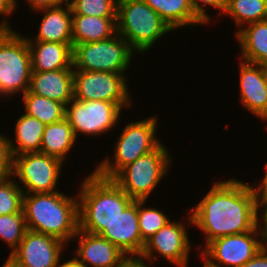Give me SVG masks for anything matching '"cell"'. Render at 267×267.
Here are the masks:
<instances>
[{"mask_svg":"<svg viewBox=\"0 0 267 267\" xmlns=\"http://www.w3.org/2000/svg\"><path fill=\"white\" fill-rule=\"evenodd\" d=\"M239 92L242 106L259 120H267V88L264 66L240 59Z\"/></svg>","mask_w":267,"mask_h":267,"instance_id":"cell-17","label":"cell"},{"mask_svg":"<svg viewBox=\"0 0 267 267\" xmlns=\"http://www.w3.org/2000/svg\"><path fill=\"white\" fill-rule=\"evenodd\" d=\"M13 156L9 138L0 133V180L12 176Z\"/></svg>","mask_w":267,"mask_h":267,"instance_id":"cell-33","label":"cell"},{"mask_svg":"<svg viewBox=\"0 0 267 267\" xmlns=\"http://www.w3.org/2000/svg\"><path fill=\"white\" fill-rule=\"evenodd\" d=\"M27 230L56 237L66 244L79 229L78 197L63 192L24 194Z\"/></svg>","mask_w":267,"mask_h":267,"instance_id":"cell-2","label":"cell"},{"mask_svg":"<svg viewBox=\"0 0 267 267\" xmlns=\"http://www.w3.org/2000/svg\"><path fill=\"white\" fill-rule=\"evenodd\" d=\"M63 163L42 152L24 153L13 157L12 176L16 175L24 194L57 192Z\"/></svg>","mask_w":267,"mask_h":267,"instance_id":"cell-9","label":"cell"},{"mask_svg":"<svg viewBox=\"0 0 267 267\" xmlns=\"http://www.w3.org/2000/svg\"><path fill=\"white\" fill-rule=\"evenodd\" d=\"M158 121L156 115L128 122L114 144V159L105 157L93 171L102 178L113 179L138 157L153 151L161 143L155 135Z\"/></svg>","mask_w":267,"mask_h":267,"instance_id":"cell-5","label":"cell"},{"mask_svg":"<svg viewBox=\"0 0 267 267\" xmlns=\"http://www.w3.org/2000/svg\"><path fill=\"white\" fill-rule=\"evenodd\" d=\"M73 71V69H60L32 72L29 91L66 106L74 98Z\"/></svg>","mask_w":267,"mask_h":267,"instance_id":"cell-19","label":"cell"},{"mask_svg":"<svg viewBox=\"0 0 267 267\" xmlns=\"http://www.w3.org/2000/svg\"><path fill=\"white\" fill-rule=\"evenodd\" d=\"M202 267H210V266H207V265L204 263Z\"/></svg>","mask_w":267,"mask_h":267,"instance_id":"cell-44","label":"cell"},{"mask_svg":"<svg viewBox=\"0 0 267 267\" xmlns=\"http://www.w3.org/2000/svg\"><path fill=\"white\" fill-rule=\"evenodd\" d=\"M247 26V27H246ZM235 35L241 60L267 66V20L247 24Z\"/></svg>","mask_w":267,"mask_h":267,"instance_id":"cell-22","label":"cell"},{"mask_svg":"<svg viewBox=\"0 0 267 267\" xmlns=\"http://www.w3.org/2000/svg\"><path fill=\"white\" fill-rule=\"evenodd\" d=\"M259 210L261 212H259ZM260 213H262V214L260 215ZM260 216H261V219H263V220H261V223L259 222ZM256 229H257L259 237H260L261 245L267 243V203H257Z\"/></svg>","mask_w":267,"mask_h":267,"instance_id":"cell-34","label":"cell"},{"mask_svg":"<svg viewBox=\"0 0 267 267\" xmlns=\"http://www.w3.org/2000/svg\"><path fill=\"white\" fill-rule=\"evenodd\" d=\"M264 168L266 169V172L262 181H260L256 187L253 186L257 203H267V163L264 165Z\"/></svg>","mask_w":267,"mask_h":267,"instance_id":"cell-36","label":"cell"},{"mask_svg":"<svg viewBox=\"0 0 267 267\" xmlns=\"http://www.w3.org/2000/svg\"><path fill=\"white\" fill-rule=\"evenodd\" d=\"M24 113L39 121L52 124L65 118L66 106L63 103L31 93L29 90L22 95Z\"/></svg>","mask_w":267,"mask_h":267,"instance_id":"cell-26","label":"cell"},{"mask_svg":"<svg viewBox=\"0 0 267 267\" xmlns=\"http://www.w3.org/2000/svg\"><path fill=\"white\" fill-rule=\"evenodd\" d=\"M241 267H267V252L261 248L250 260Z\"/></svg>","mask_w":267,"mask_h":267,"instance_id":"cell-38","label":"cell"},{"mask_svg":"<svg viewBox=\"0 0 267 267\" xmlns=\"http://www.w3.org/2000/svg\"><path fill=\"white\" fill-rule=\"evenodd\" d=\"M228 0H191L192 8L195 14L205 23L212 21V16L208 15L205 9L212 7L218 9L219 15H222L227 7Z\"/></svg>","mask_w":267,"mask_h":267,"instance_id":"cell-32","label":"cell"},{"mask_svg":"<svg viewBox=\"0 0 267 267\" xmlns=\"http://www.w3.org/2000/svg\"><path fill=\"white\" fill-rule=\"evenodd\" d=\"M123 251L129 258H139L145 243L138 220V200H134L99 234Z\"/></svg>","mask_w":267,"mask_h":267,"instance_id":"cell-15","label":"cell"},{"mask_svg":"<svg viewBox=\"0 0 267 267\" xmlns=\"http://www.w3.org/2000/svg\"><path fill=\"white\" fill-rule=\"evenodd\" d=\"M202 263L210 267H241L261 248L257 229L246 233L222 236L200 247Z\"/></svg>","mask_w":267,"mask_h":267,"instance_id":"cell-13","label":"cell"},{"mask_svg":"<svg viewBox=\"0 0 267 267\" xmlns=\"http://www.w3.org/2000/svg\"><path fill=\"white\" fill-rule=\"evenodd\" d=\"M77 138L66 118L45 126L40 152L64 160L76 144Z\"/></svg>","mask_w":267,"mask_h":267,"instance_id":"cell-25","label":"cell"},{"mask_svg":"<svg viewBox=\"0 0 267 267\" xmlns=\"http://www.w3.org/2000/svg\"><path fill=\"white\" fill-rule=\"evenodd\" d=\"M148 264L139 258H128L120 267H150Z\"/></svg>","mask_w":267,"mask_h":267,"instance_id":"cell-39","label":"cell"},{"mask_svg":"<svg viewBox=\"0 0 267 267\" xmlns=\"http://www.w3.org/2000/svg\"><path fill=\"white\" fill-rule=\"evenodd\" d=\"M117 33L139 53L173 31L144 0L117 1Z\"/></svg>","mask_w":267,"mask_h":267,"instance_id":"cell-4","label":"cell"},{"mask_svg":"<svg viewBox=\"0 0 267 267\" xmlns=\"http://www.w3.org/2000/svg\"><path fill=\"white\" fill-rule=\"evenodd\" d=\"M27 38L13 30H0V97L25 94L31 78Z\"/></svg>","mask_w":267,"mask_h":267,"instance_id":"cell-6","label":"cell"},{"mask_svg":"<svg viewBox=\"0 0 267 267\" xmlns=\"http://www.w3.org/2000/svg\"><path fill=\"white\" fill-rule=\"evenodd\" d=\"M190 225L183 221H169L159 229L146 243L139 259L152 263L158 259L155 254L161 256L171 264L178 267H188L191 243L188 236L187 226H193L191 213L187 218ZM183 222V223H182ZM160 254V255H159ZM147 260V261H146Z\"/></svg>","mask_w":267,"mask_h":267,"instance_id":"cell-12","label":"cell"},{"mask_svg":"<svg viewBox=\"0 0 267 267\" xmlns=\"http://www.w3.org/2000/svg\"><path fill=\"white\" fill-rule=\"evenodd\" d=\"M264 83L267 88V66H264Z\"/></svg>","mask_w":267,"mask_h":267,"instance_id":"cell-42","label":"cell"},{"mask_svg":"<svg viewBox=\"0 0 267 267\" xmlns=\"http://www.w3.org/2000/svg\"><path fill=\"white\" fill-rule=\"evenodd\" d=\"M126 74L106 71H73L74 98L79 101L102 100L131 107Z\"/></svg>","mask_w":267,"mask_h":267,"instance_id":"cell-10","label":"cell"},{"mask_svg":"<svg viewBox=\"0 0 267 267\" xmlns=\"http://www.w3.org/2000/svg\"><path fill=\"white\" fill-rule=\"evenodd\" d=\"M27 231L24 212L0 215V240L8 244L11 252L18 248Z\"/></svg>","mask_w":267,"mask_h":267,"instance_id":"cell-28","label":"cell"},{"mask_svg":"<svg viewBox=\"0 0 267 267\" xmlns=\"http://www.w3.org/2000/svg\"><path fill=\"white\" fill-rule=\"evenodd\" d=\"M134 53L136 52L123 37L116 33L106 40L74 45L72 67L74 71H106L125 74L130 68Z\"/></svg>","mask_w":267,"mask_h":267,"instance_id":"cell-8","label":"cell"},{"mask_svg":"<svg viewBox=\"0 0 267 267\" xmlns=\"http://www.w3.org/2000/svg\"><path fill=\"white\" fill-rule=\"evenodd\" d=\"M66 245L69 244L56 237L27 230L18 248L8 257L20 267H57Z\"/></svg>","mask_w":267,"mask_h":267,"instance_id":"cell-14","label":"cell"},{"mask_svg":"<svg viewBox=\"0 0 267 267\" xmlns=\"http://www.w3.org/2000/svg\"><path fill=\"white\" fill-rule=\"evenodd\" d=\"M16 7L17 0H0V15L4 18L0 22V30H13V26L9 23L8 15H12L16 11Z\"/></svg>","mask_w":267,"mask_h":267,"instance_id":"cell-35","label":"cell"},{"mask_svg":"<svg viewBox=\"0 0 267 267\" xmlns=\"http://www.w3.org/2000/svg\"><path fill=\"white\" fill-rule=\"evenodd\" d=\"M15 123V139H9L12 156L40 152L42 136L46 125L37 118L25 113L20 115Z\"/></svg>","mask_w":267,"mask_h":267,"instance_id":"cell-24","label":"cell"},{"mask_svg":"<svg viewBox=\"0 0 267 267\" xmlns=\"http://www.w3.org/2000/svg\"><path fill=\"white\" fill-rule=\"evenodd\" d=\"M262 248L267 252V243L263 244Z\"/></svg>","mask_w":267,"mask_h":267,"instance_id":"cell-43","label":"cell"},{"mask_svg":"<svg viewBox=\"0 0 267 267\" xmlns=\"http://www.w3.org/2000/svg\"><path fill=\"white\" fill-rule=\"evenodd\" d=\"M122 109L113 102L102 100L79 101L73 98L66 105L65 118L76 138L79 134L97 136L114 130L120 120Z\"/></svg>","mask_w":267,"mask_h":267,"instance_id":"cell-11","label":"cell"},{"mask_svg":"<svg viewBox=\"0 0 267 267\" xmlns=\"http://www.w3.org/2000/svg\"><path fill=\"white\" fill-rule=\"evenodd\" d=\"M78 197L79 230L100 234L133 201L112 179L94 171L80 184Z\"/></svg>","mask_w":267,"mask_h":267,"instance_id":"cell-3","label":"cell"},{"mask_svg":"<svg viewBox=\"0 0 267 267\" xmlns=\"http://www.w3.org/2000/svg\"><path fill=\"white\" fill-rule=\"evenodd\" d=\"M189 212L193 227L212 240L256 229L257 200L253 185L238 179L214 182L208 193Z\"/></svg>","mask_w":267,"mask_h":267,"instance_id":"cell-1","label":"cell"},{"mask_svg":"<svg viewBox=\"0 0 267 267\" xmlns=\"http://www.w3.org/2000/svg\"><path fill=\"white\" fill-rule=\"evenodd\" d=\"M16 180L13 176L0 180V215L23 211L24 192Z\"/></svg>","mask_w":267,"mask_h":267,"instance_id":"cell-30","label":"cell"},{"mask_svg":"<svg viewBox=\"0 0 267 267\" xmlns=\"http://www.w3.org/2000/svg\"><path fill=\"white\" fill-rule=\"evenodd\" d=\"M28 2L30 10L36 13V11L46 8L58 6L63 0H26Z\"/></svg>","mask_w":267,"mask_h":267,"instance_id":"cell-37","label":"cell"},{"mask_svg":"<svg viewBox=\"0 0 267 267\" xmlns=\"http://www.w3.org/2000/svg\"><path fill=\"white\" fill-rule=\"evenodd\" d=\"M117 17L72 14L73 46L111 38L117 33Z\"/></svg>","mask_w":267,"mask_h":267,"instance_id":"cell-21","label":"cell"},{"mask_svg":"<svg viewBox=\"0 0 267 267\" xmlns=\"http://www.w3.org/2000/svg\"><path fill=\"white\" fill-rule=\"evenodd\" d=\"M118 0H68L72 14L117 17Z\"/></svg>","mask_w":267,"mask_h":267,"instance_id":"cell-31","label":"cell"},{"mask_svg":"<svg viewBox=\"0 0 267 267\" xmlns=\"http://www.w3.org/2000/svg\"><path fill=\"white\" fill-rule=\"evenodd\" d=\"M148 200H138V220L141 238L146 243L159 229L170 220L160 209L145 207ZM145 207V208H144Z\"/></svg>","mask_w":267,"mask_h":267,"instance_id":"cell-29","label":"cell"},{"mask_svg":"<svg viewBox=\"0 0 267 267\" xmlns=\"http://www.w3.org/2000/svg\"><path fill=\"white\" fill-rule=\"evenodd\" d=\"M32 72L73 69L72 48L57 42L27 41Z\"/></svg>","mask_w":267,"mask_h":267,"instance_id":"cell-20","label":"cell"},{"mask_svg":"<svg viewBox=\"0 0 267 267\" xmlns=\"http://www.w3.org/2000/svg\"><path fill=\"white\" fill-rule=\"evenodd\" d=\"M174 31L205 23L195 14L191 0H144Z\"/></svg>","mask_w":267,"mask_h":267,"instance_id":"cell-23","label":"cell"},{"mask_svg":"<svg viewBox=\"0 0 267 267\" xmlns=\"http://www.w3.org/2000/svg\"><path fill=\"white\" fill-rule=\"evenodd\" d=\"M73 239H78L79 245L73 256L86 267H120L129 258L99 234L78 229Z\"/></svg>","mask_w":267,"mask_h":267,"instance_id":"cell-16","label":"cell"},{"mask_svg":"<svg viewBox=\"0 0 267 267\" xmlns=\"http://www.w3.org/2000/svg\"><path fill=\"white\" fill-rule=\"evenodd\" d=\"M2 267H20L9 257L6 259Z\"/></svg>","mask_w":267,"mask_h":267,"instance_id":"cell-41","label":"cell"},{"mask_svg":"<svg viewBox=\"0 0 267 267\" xmlns=\"http://www.w3.org/2000/svg\"><path fill=\"white\" fill-rule=\"evenodd\" d=\"M169 151L160 143L153 151L138 157L112 180L132 199L147 200L171 167Z\"/></svg>","mask_w":267,"mask_h":267,"instance_id":"cell-7","label":"cell"},{"mask_svg":"<svg viewBox=\"0 0 267 267\" xmlns=\"http://www.w3.org/2000/svg\"><path fill=\"white\" fill-rule=\"evenodd\" d=\"M61 262H62V259L59 262L57 267H86L81 262H79L75 257H72L70 260H66L63 263Z\"/></svg>","mask_w":267,"mask_h":267,"instance_id":"cell-40","label":"cell"},{"mask_svg":"<svg viewBox=\"0 0 267 267\" xmlns=\"http://www.w3.org/2000/svg\"><path fill=\"white\" fill-rule=\"evenodd\" d=\"M63 6L66 7L64 8ZM36 12L44 13L38 27L39 31L34 39L26 36L27 41L57 42L68 44L71 48L73 47L72 10L68 1Z\"/></svg>","mask_w":267,"mask_h":267,"instance_id":"cell-18","label":"cell"},{"mask_svg":"<svg viewBox=\"0 0 267 267\" xmlns=\"http://www.w3.org/2000/svg\"><path fill=\"white\" fill-rule=\"evenodd\" d=\"M223 14L234 21L236 34L247 24L267 20V0H228Z\"/></svg>","mask_w":267,"mask_h":267,"instance_id":"cell-27","label":"cell"}]
</instances>
